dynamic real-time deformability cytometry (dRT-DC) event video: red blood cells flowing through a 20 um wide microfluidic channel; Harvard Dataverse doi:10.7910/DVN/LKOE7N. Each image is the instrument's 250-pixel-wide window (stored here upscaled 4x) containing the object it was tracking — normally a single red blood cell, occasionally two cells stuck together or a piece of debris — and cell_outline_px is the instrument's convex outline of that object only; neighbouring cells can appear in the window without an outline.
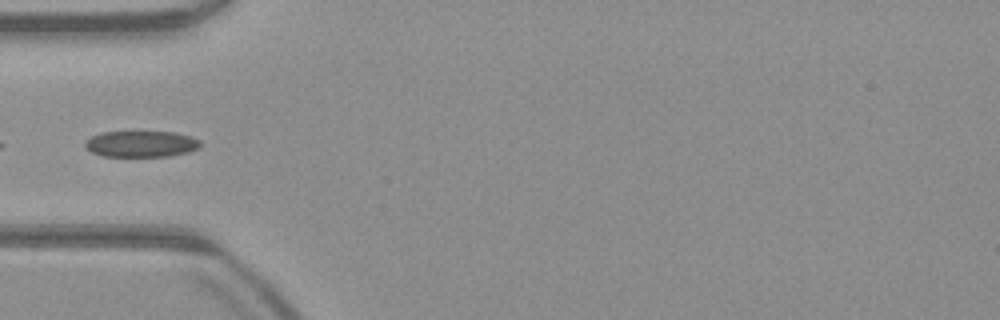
{"species": "common noctule bat (a hibernating species)", "species_latin": "Nyctalus noctula", "temperature_condition": "warm", "stored_images_in_passage": 36, "camera_frame_rate_fps": 3000, "um_per_image_px": 0.085, "animal": {"sex": "male", "body_mass_g": 23.1, "forearm_length_mm": 52.7}, "frame": {"image": 1, "passage_image": 1, "time_ms": 0.0, "image_size_px": [1000, 320], "cell_outline_px": [[200, 148], [188, 152], [168, 156], [100, 156], [84, 148], [84, 140], [100, 132], [176, 132], [192, 136], [200, 140]], "centroid_in_image_um": [11.98, 12.23], "position_along_channel_um": 73.0, "area_um2": 17.8}}
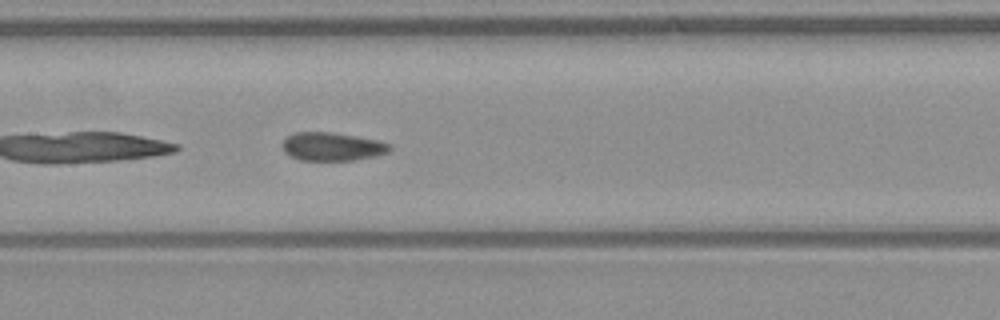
{"frame": {"image": 2, "passage_image": 9, "time_ms": 2.667, "image_size_px": [1000, 320], "cell_outline_px": [[392, 148], [388, 152], [376, 156], [352, 160], [300, 160], [284, 152], [284, 140], [292, 132], [332, 132], [380, 140], [392, 144]], "centroid_in_image_um": [28.29, 12.45], "position_along_channel_um": 179.1, "area_um2": 17.74}}
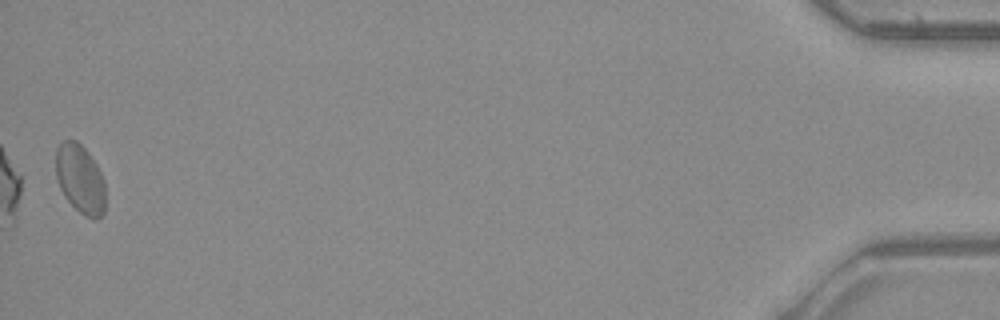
{"frame": {"image": 3, "passage_image": 36, "time_ms": 11.667, "image_size_px": [1000, 320], "cell_outline_px": [[104, 212], [96, 220], [84, 216], [64, 196], [60, 188], [56, 176], [56, 148], [64, 140], [76, 140], [88, 152], [96, 164], [104, 180]], "centroid_in_image_um": [6.81, 15.21], "position_along_channel_um": 428.4, "area_um2": 19.77}}